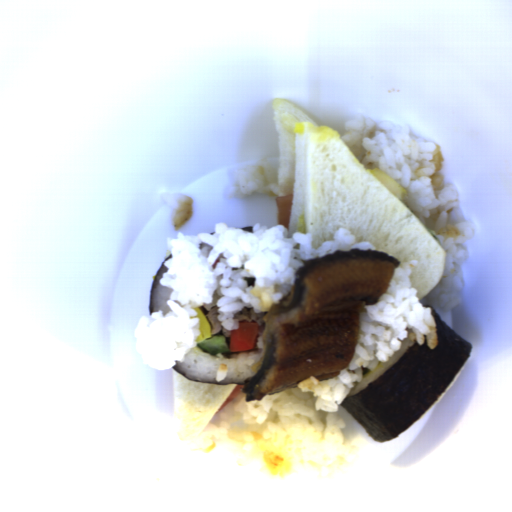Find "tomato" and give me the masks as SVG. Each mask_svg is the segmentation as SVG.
I'll return each instance as SVG.
<instances>
[{"label": "tomato", "mask_w": 512, "mask_h": 512, "mask_svg": "<svg viewBox=\"0 0 512 512\" xmlns=\"http://www.w3.org/2000/svg\"><path fill=\"white\" fill-rule=\"evenodd\" d=\"M243 387L244 384H236L215 413L234 402L244 392Z\"/></svg>", "instance_id": "tomato-2"}, {"label": "tomato", "mask_w": 512, "mask_h": 512, "mask_svg": "<svg viewBox=\"0 0 512 512\" xmlns=\"http://www.w3.org/2000/svg\"><path fill=\"white\" fill-rule=\"evenodd\" d=\"M275 202L278 206L277 225L283 226L288 233L294 210V193L279 196L275 198Z\"/></svg>", "instance_id": "tomato-1"}]
</instances>
